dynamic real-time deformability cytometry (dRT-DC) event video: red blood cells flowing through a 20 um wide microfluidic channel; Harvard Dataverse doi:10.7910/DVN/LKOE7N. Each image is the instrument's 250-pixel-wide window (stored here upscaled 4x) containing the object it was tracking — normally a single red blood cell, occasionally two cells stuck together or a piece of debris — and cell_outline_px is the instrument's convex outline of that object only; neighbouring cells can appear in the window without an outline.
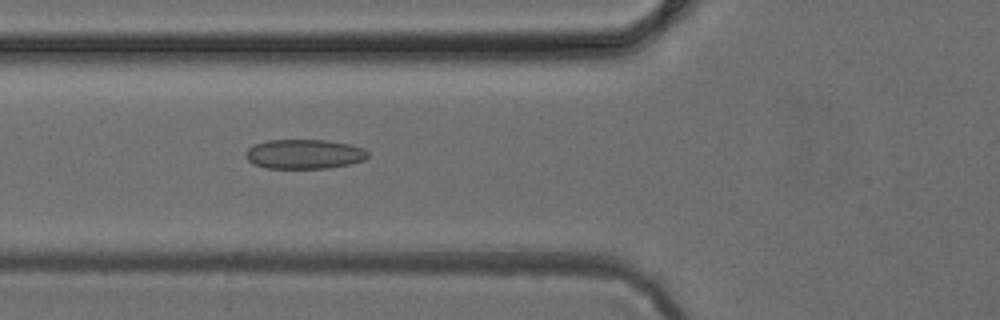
{"species": "common noctule bat (a hibernating species)", "species_latin": "Nyctalus noctula", "temperature_condition": "cold", "stored_images_in_passage": 47, "camera_frame_rate_fps": 3000, "um_per_image_px": 0.085, "animal": {"sex": "female", "body_mass_g": 24.6, "forearm_length_mm": 56.2}, "frame": {"image": 1, "passage_image": 17, "time_ms": 5.333, "image_size_px": [1000, 320], "cell_outline_px": [[368, 156], [364, 160], [348, 164], [328, 168], [264, 168], [252, 164], [244, 156], [244, 152], [252, 144], [268, 140], [328, 140], [348, 144], [364, 148], [368, 152]], "centroid_in_image_um": [25.8, 13.09], "position_along_channel_um": 100.0, "area_um2": 21.21}}
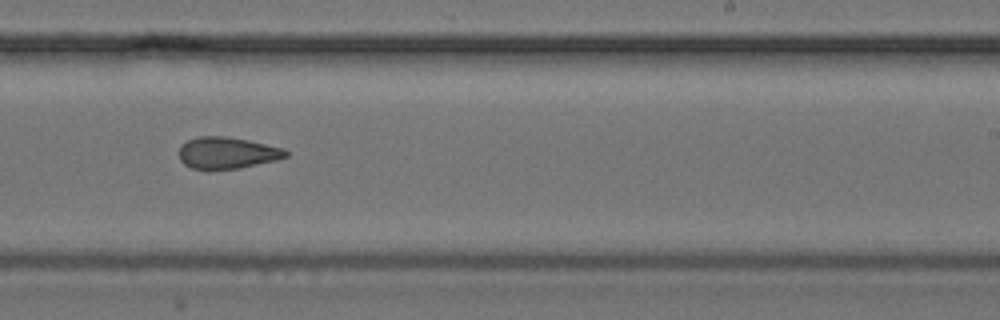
{"frame": {"image": 2, "passage_image": 29, "time_ms": 9.333, "image_size_px": [1000, 320], "cell_outline_px": [[288, 156], [276, 160], [240, 168], [192, 168], [184, 164], [180, 160], [180, 148], [188, 140], [200, 136], [224, 136], [248, 140], [284, 148], [288, 152]], "centroid_in_image_um": [19.34, 12.98], "position_along_channel_um": 269.7, "area_um2": 19.31}}
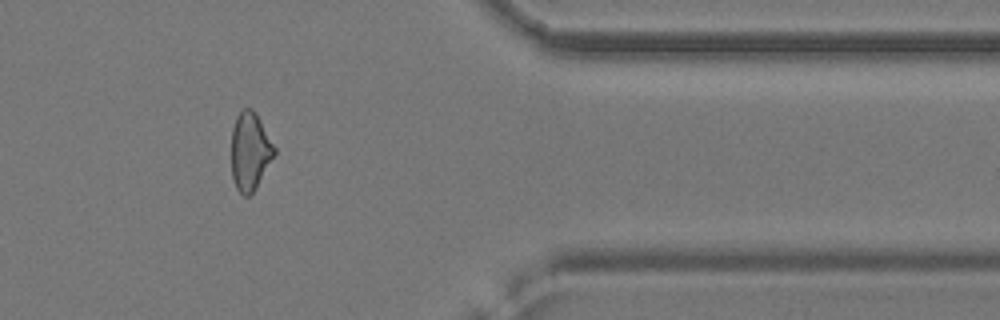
{"frame": {"image": 3, "passage_image": 39, "time_ms": 12.667, "image_size_px": [1000, 320], "cell_outline_px": [[276, 152], [256, 188], [248, 196], [244, 196], [236, 188], [232, 176], [232, 128], [236, 116], [244, 108], [252, 108], [256, 112], [276, 148]], "centroid_in_image_um": [21.25, 12.84], "position_along_channel_um": 390.1, "area_um2": 19.48}}